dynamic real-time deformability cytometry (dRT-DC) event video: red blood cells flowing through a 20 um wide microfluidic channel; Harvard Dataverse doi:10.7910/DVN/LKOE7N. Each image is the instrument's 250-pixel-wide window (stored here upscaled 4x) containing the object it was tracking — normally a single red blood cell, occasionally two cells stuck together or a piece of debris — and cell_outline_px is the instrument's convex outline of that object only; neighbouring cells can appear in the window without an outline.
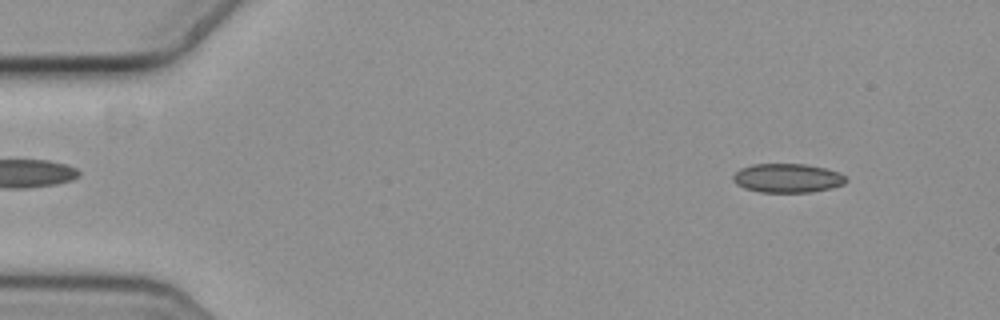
{"species": "common noctule bat (a hibernating species)", "species_latin": "Nyctalus noctula", "temperature_condition": "cold", "stored_images_in_passage": 57, "camera_frame_rate_fps": 3000, "um_per_image_px": 0.085, "animal": {"sex": "female", "body_mass_g": 19.3, "forearm_length_mm": 54.1}, "frame": {"image": 1, "passage_image": 6, "time_ms": 1.667, "image_size_px": [1000, 320], "cell_outline_px": [[848, 180], [844, 184], [832, 188], [812, 192], [760, 192], [744, 188], [736, 184], [732, 180], [732, 176], [740, 168], [752, 164], [804, 164], [824, 168], [840, 172]], "centroid_in_image_um": [66.93, 15.14], "position_along_channel_um": 18.1, "area_um2": 19.19}}
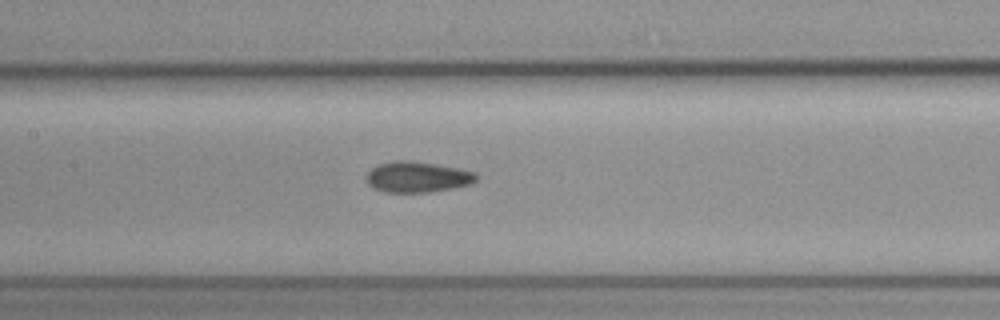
{"frame": {"image": 2, "passage_image": 27, "time_ms": 8.667, "image_size_px": [1000, 320], "cell_outline_px": [[476, 180], [468, 184], [452, 188], [428, 192], [384, 192], [372, 188], [368, 184], [368, 172], [372, 168], [380, 164], [396, 160], [408, 160], [456, 168], [476, 172]], "centroid_in_image_um": [35.45, 15.05], "position_along_channel_um": 172.0, "area_um2": 19.31}}
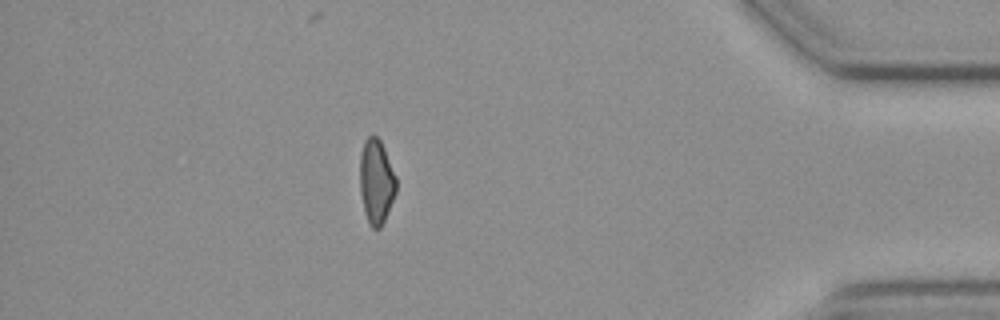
{"frame": {"image": 3, "passage_image": 50, "time_ms": 16.333, "image_size_px": [1000, 320], "cell_outline_px": [[396, 192], [384, 220], [380, 228], [372, 228], [368, 220], [364, 208], [360, 192], [360, 156], [364, 140], [368, 136], [376, 136], [380, 140], [384, 148], [396, 176]], "centroid_in_image_um": [31.98, 15.4], "position_along_channel_um": 403.2, "area_um2": 17.63}, "authors_computed_cell_mechanics": {"area_um2": 18.9006, "velocity_mm_per_s": 3.6292, "shape_relaxation_time_tau1_ms": 6.1987, "shape_relaxation_time_tau2_ms": 3.5809, "deformation_change_tau1": 0.0833, "deformation_change_tau2": 0.1011}}